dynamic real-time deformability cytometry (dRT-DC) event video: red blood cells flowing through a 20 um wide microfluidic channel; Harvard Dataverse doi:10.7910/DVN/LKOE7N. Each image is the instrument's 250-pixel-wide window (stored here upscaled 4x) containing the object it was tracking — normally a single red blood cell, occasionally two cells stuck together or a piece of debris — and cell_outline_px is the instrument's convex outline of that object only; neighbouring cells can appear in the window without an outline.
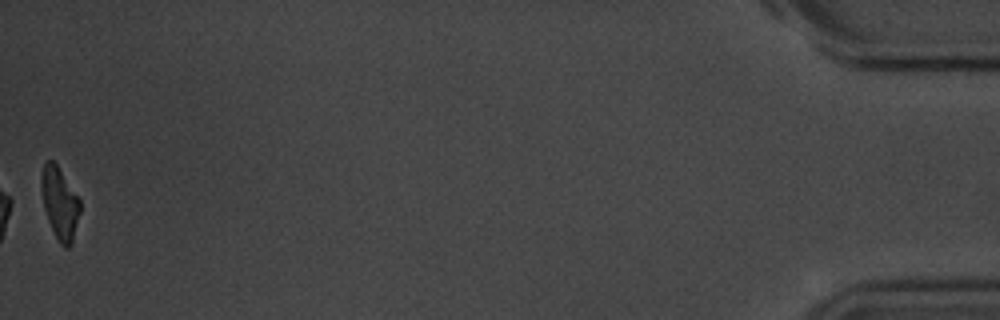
{"species": "common noctule bat (a hibernating species)", "species_latin": "Nyctalus noctula", "temperature_condition": "room temperature", "stored_images_in_passage": 57, "segment_of_instrument_passage": [2, 2], "camera_frame_rate_fps": 3000, "um_per_image_px": 0.085, "animal": {"sex": "male", "body_mass_g": 20.1, "forearm_length_mm": 53.5}, "frame": {"image": 1, "passage_image": 57, "time_ms": 18.667, "image_size_px": [1000, 320], "cell_outline_px": [[80, 212], [72, 244], [68, 248], [64, 248], [60, 244], [48, 220], [44, 208], [44, 164], [48, 160], [52, 160], [56, 164], [80, 200]], "centroid_in_image_um": [5.14, 17.37], "position_along_channel_um": 430.1, "area_um2": 15.32}}